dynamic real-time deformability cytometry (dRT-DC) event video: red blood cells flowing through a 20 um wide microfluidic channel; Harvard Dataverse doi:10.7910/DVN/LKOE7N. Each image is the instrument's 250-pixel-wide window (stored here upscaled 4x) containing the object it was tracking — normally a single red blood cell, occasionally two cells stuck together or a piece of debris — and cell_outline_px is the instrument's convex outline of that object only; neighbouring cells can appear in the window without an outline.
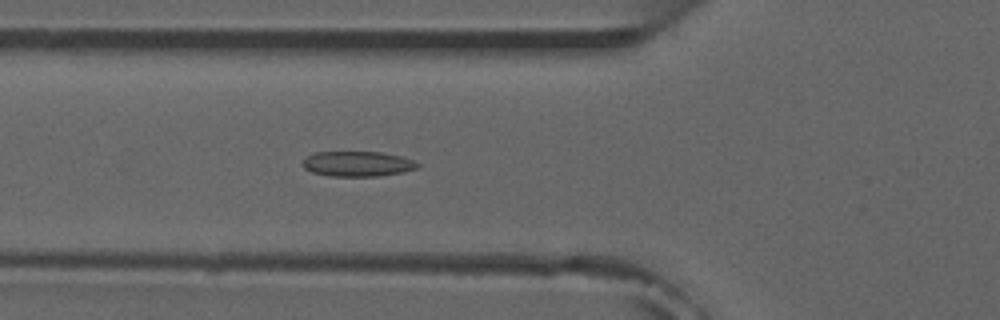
{"species": "common noctule bat (a hibernating species)", "species_latin": "Nyctalus noctula", "temperature_condition": "room temperature", "stored_images_in_passage": 6, "camera_frame_rate_fps": 3000, "um_per_image_px": 0.085, "animal": {"sex": "male", "forearm_length_mm": 52.5}, "frame": {"image": 1, "passage_image": 5, "time_ms": 4.333, "image_size_px": [1000, 320], "cell_outline_px": [[420, 168], [400, 172], [376, 176], [332, 176], [312, 172], [304, 168], [304, 160], [308, 156], [316, 152], [380, 152], [400, 156], [412, 160], [420, 164]], "centroid_in_image_um": [30.41, 13.92], "position_along_channel_um": 95.4, "area_um2": 16.59}}